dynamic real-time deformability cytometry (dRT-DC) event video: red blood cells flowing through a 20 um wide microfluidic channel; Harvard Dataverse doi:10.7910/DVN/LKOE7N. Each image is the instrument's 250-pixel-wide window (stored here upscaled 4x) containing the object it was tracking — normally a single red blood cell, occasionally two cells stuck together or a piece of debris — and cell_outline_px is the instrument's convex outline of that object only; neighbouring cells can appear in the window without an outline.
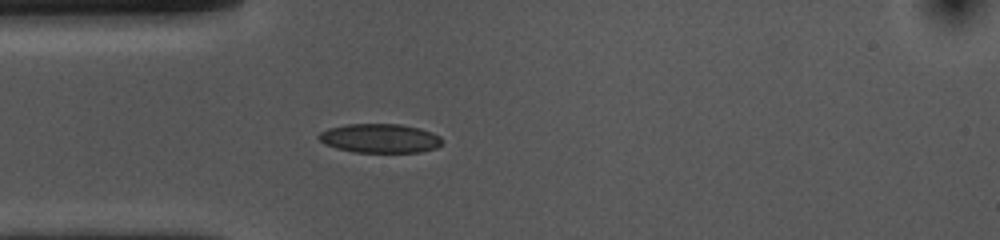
{"species": "common noctule bat (a hibernating species)", "species_latin": "Nyctalus noctula", "temperature_condition": "cold", "stored_images_in_passage": 41, "camera_frame_rate_fps": 3000, "um_per_image_px": 0.085, "animal": {"sex": "female", "body_mass_g": 10.0, "forearm_length_mm": 53.1}, "frame": {"image": 1, "passage_image": 1, "time_ms": 0.0, "image_size_px": [1000, 240], "cell_outline_px": [[444, 140], [436, 148], [420, 152], [356, 152], [336, 148], [324, 144], [316, 136], [320, 132], [328, 128], [344, 124], [400, 124], [420, 128], [432, 132], [440, 136]], "centroid_in_image_um": [32.28, 11.75], "position_along_channel_um": 52.7, "area_um2": 21.04}}
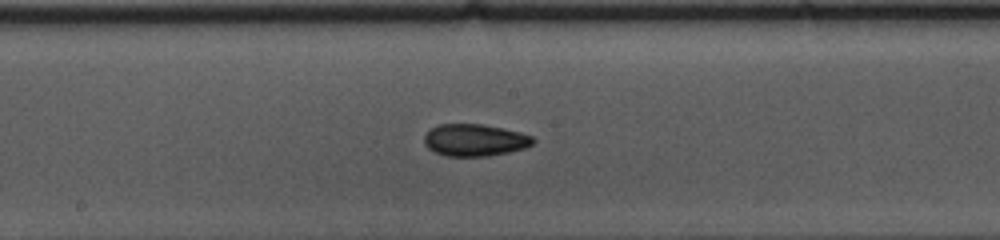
{"frame": {"image": 2, "passage_image": 14, "time_ms": 4.333, "image_size_px": [1000, 240], "cell_outline_px": [[536, 140], [532, 144], [524, 148], [508, 152], [488, 156], [444, 156], [432, 152], [424, 144], [424, 136], [432, 128], [440, 124], [484, 124], [520, 132], [532, 136]], "centroid_in_image_um": [40.34, 11.91], "position_along_channel_um": 207.9, "area_um2": 20.4}}
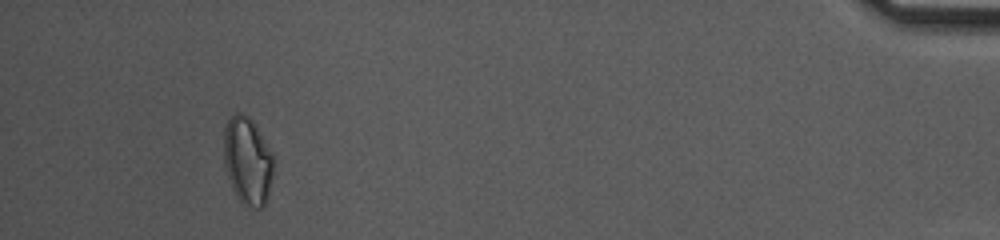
{"frame": {"image": 3, "passage_image": 37, "time_ms": 12.0, "image_size_px": [1000, 240], "cell_outline_px": [[272, 176], [268, 192], [264, 204], [260, 208], [252, 208], [240, 204], [232, 188], [224, 164], [224, 128], [228, 120], [236, 112], [240, 112], [248, 116], [252, 120], [272, 152]], "centroid_in_image_um": [21.02, 13.68], "position_along_channel_um": 414.2, "area_um2": 25.2}, "authors_computed_cell_mechanics": {"area_um2": 20.23, "velocity_mm_per_s": 3.6522, "shape_relaxation_time_tau1_ms": 6.4899, "shape_relaxation_time_tau2_ms": 3.6497, "deformation_change_tau1": 0.116, "deformation_change_tau2": 0.0879}}